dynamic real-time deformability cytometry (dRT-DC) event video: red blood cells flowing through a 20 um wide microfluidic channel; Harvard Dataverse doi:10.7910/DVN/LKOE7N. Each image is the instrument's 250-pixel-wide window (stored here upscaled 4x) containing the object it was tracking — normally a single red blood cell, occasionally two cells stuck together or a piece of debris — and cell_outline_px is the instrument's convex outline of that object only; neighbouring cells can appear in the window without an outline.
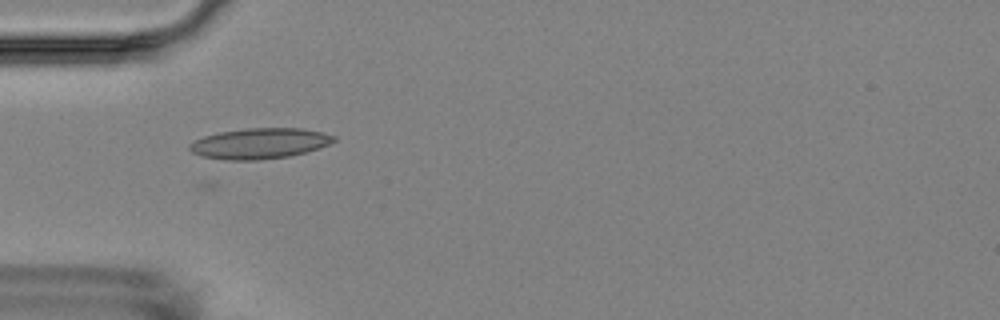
{"species": "Egyptian fruit bat (a non-hibernating species)", "species_latin": "Rousettus aegyptiacus", "temperature_condition": "room temperature", "stored_images_in_passage": 11, "camera_frame_rate_fps": 3000, "um_per_image_px": 0.085, "animal": {"sex": "female"}, "frame": {"image": 1, "passage_image": 6, "time_ms": 6.667, "image_size_px": [1000, 320], "cell_outline_px": [[336, 140], [328, 144], [304, 152], [288, 156], [256, 160], [224, 160], [204, 156], [192, 152], [188, 148], [188, 144], [192, 140], [204, 136], [220, 132], [244, 128], [304, 128], [324, 132], [336, 136]], "centroid_in_image_um": [22.04, 12.18], "position_along_channel_um": 63.0, "area_um2": 25.72}}
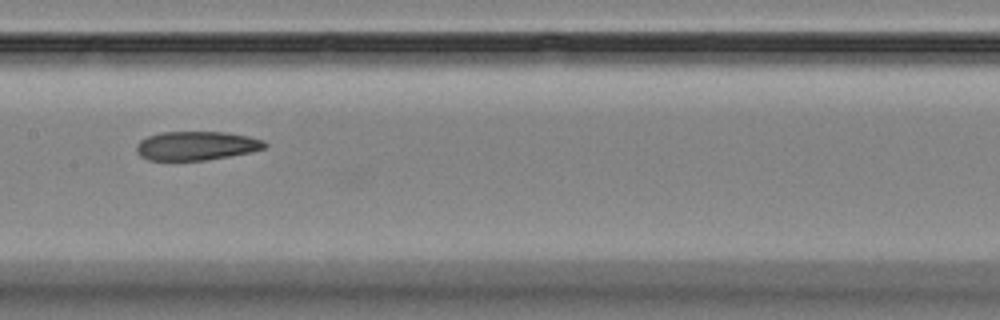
{"frame": {"image": 2, "passage_image": 9, "time_ms": 10.333, "image_size_px": [1000, 320], "cell_outline_px": [[268, 144], [264, 148], [248, 152], [228, 156], [204, 160], [148, 160], [140, 156], [136, 152], [136, 144], [140, 140], [148, 136], [160, 132], [224, 132], [248, 136], [264, 140]], "centroid_in_image_um": [16.65, 12.38], "position_along_channel_um": 190.8, "area_um2": 21.5}}
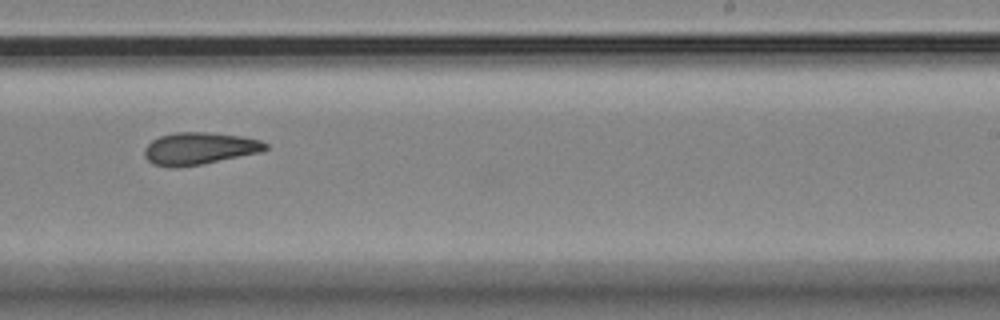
{"frame": {"image": 3, "passage_image": 11, "time_ms": 12.667, "image_size_px": [1000, 320], "cell_outline_px": [[268, 148], [260, 152], [200, 164], [176, 168], [168, 168], [152, 164], [144, 156], [144, 148], [152, 140], [160, 136], [176, 132], [208, 132], [244, 136], [260, 140], [268, 144]], "centroid_in_image_um": [16.91, 12.62], "position_along_channel_um": 272.1, "area_um2": 22.77}}